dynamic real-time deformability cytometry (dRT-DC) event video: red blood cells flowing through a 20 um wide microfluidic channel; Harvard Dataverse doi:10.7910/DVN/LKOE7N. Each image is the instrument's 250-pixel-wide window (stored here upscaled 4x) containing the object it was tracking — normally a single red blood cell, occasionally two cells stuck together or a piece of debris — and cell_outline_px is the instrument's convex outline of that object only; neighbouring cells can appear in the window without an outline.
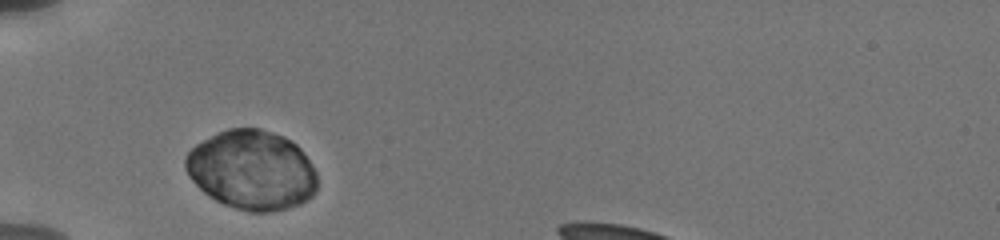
{"species": "human", "species_latin": "Homo sapiens", "temperature_condition": "cold", "stored_images_in_passage": 19, "camera_frame_rate_fps": 3000, "um_per_image_px": 0.085, "donor": {"sex": "male"}, "frame": {"image": 1, "passage_image": 1, "time_ms": 0.0, "image_size_px": [1000, 240], "cell_outline_px": [[316, 188], [312, 196], [300, 204], [288, 208], [268, 212], [252, 212], [236, 208], [224, 204], [216, 200], [204, 192], [188, 176], [184, 168], [184, 160], [188, 152], [196, 144], [228, 128], [260, 128], [284, 136], [296, 144], [304, 152], [316, 172]], "centroid_in_image_um": [21.41, 14.45], "position_along_channel_um": 63.6, "area_um2": 60.92}}
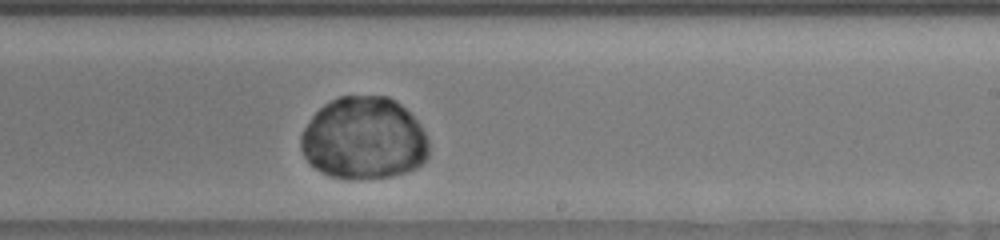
{"frame": {"image": 2, "passage_image": 16, "time_ms": 5.667, "image_size_px": [1000, 240], "cell_outline_px": [[428, 156], [416, 168], [408, 172], [392, 176], [348, 180], [328, 176], [316, 168], [304, 156], [300, 148], [300, 136], [304, 128], [312, 116], [324, 104], [340, 96], [388, 96], [400, 104], [420, 124], [428, 140]], "centroid_in_image_um": [30.91, 11.78], "position_along_channel_um": 258.1, "area_um2": 61.61}}
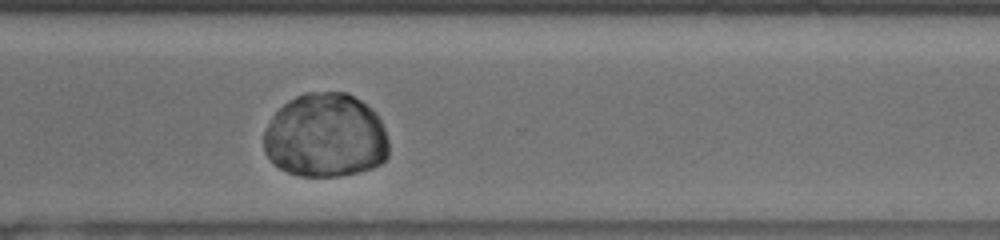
{"frame": {"image": 3, "passage_image": 19, "time_ms": 8.0, "image_size_px": [1000, 240], "cell_outline_px": [[388, 156], [380, 164], [372, 168], [356, 172], [336, 176], [300, 176], [288, 172], [280, 168], [264, 152], [264, 132], [272, 116], [288, 100], [304, 92], [348, 92], [372, 108], [376, 112], [384, 128], [388, 140]], "centroid_in_image_um": [27.68, 11.52], "position_along_channel_um": 342.9, "area_um2": 61.5}}